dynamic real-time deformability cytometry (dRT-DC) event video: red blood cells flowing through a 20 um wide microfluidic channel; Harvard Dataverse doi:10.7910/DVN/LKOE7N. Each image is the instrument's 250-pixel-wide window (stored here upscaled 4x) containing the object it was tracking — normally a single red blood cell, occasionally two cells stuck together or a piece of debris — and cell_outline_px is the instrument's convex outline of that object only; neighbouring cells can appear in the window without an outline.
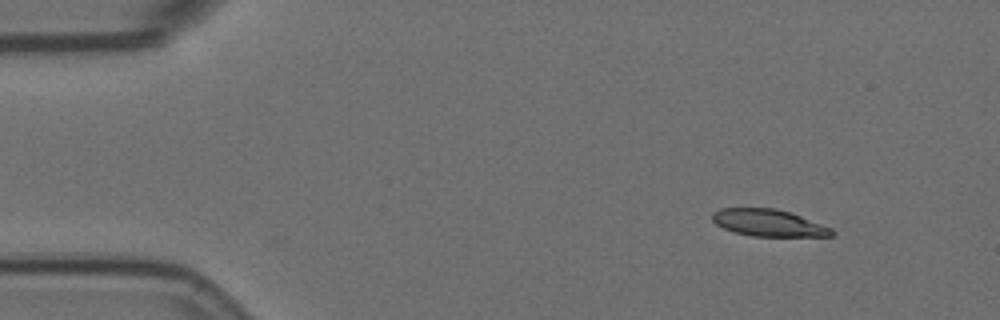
{"species": "Egyptian fruit bat (a non-hibernating species)", "species_latin": "Rousettus aegyptiacus", "temperature_condition": "room temperature", "stored_images_in_passage": 4, "camera_frame_rate_fps": 3000, "um_per_image_px": 0.085, "animal": {"sex": "female"}, "frame": {"image": 1, "passage_image": 1, "time_ms": 0.0, "image_size_px": [1000, 320], "cell_outline_px": [[836, 232], [832, 236], [752, 236], [736, 232], [724, 228], [716, 224], [712, 220], [712, 212], [720, 208], [776, 208], [792, 212], [832, 228]], "centroid_in_image_um": [65.35, 18.93], "position_along_channel_um": 19.7, "area_um2": 18.84}}
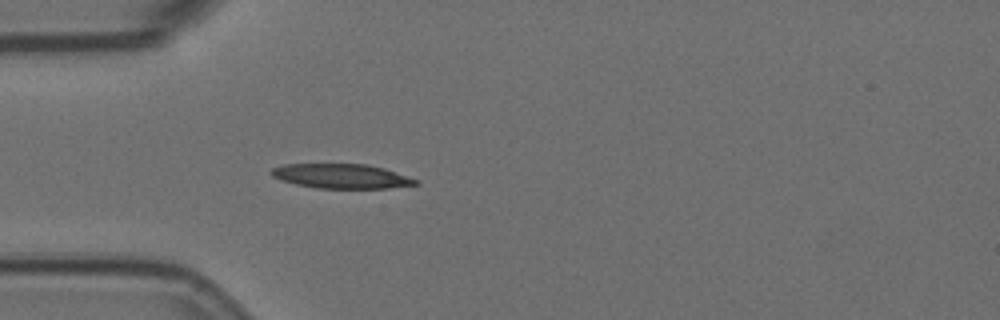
{"frame": {"image": 2, "passage_image": 4, "time_ms": 1.0, "image_size_px": [1000, 320], "cell_outline_px": [[420, 184], [388, 188], [316, 188], [296, 184], [280, 180], [272, 176], [268, 172], [272, 168], [284, 164], [368, 164], [384, 168], [420, 180]], "centroid_in_image_um": [29.02, 14.97], "position_along_channel_um": 56.0, "area_um2": 20.75}}